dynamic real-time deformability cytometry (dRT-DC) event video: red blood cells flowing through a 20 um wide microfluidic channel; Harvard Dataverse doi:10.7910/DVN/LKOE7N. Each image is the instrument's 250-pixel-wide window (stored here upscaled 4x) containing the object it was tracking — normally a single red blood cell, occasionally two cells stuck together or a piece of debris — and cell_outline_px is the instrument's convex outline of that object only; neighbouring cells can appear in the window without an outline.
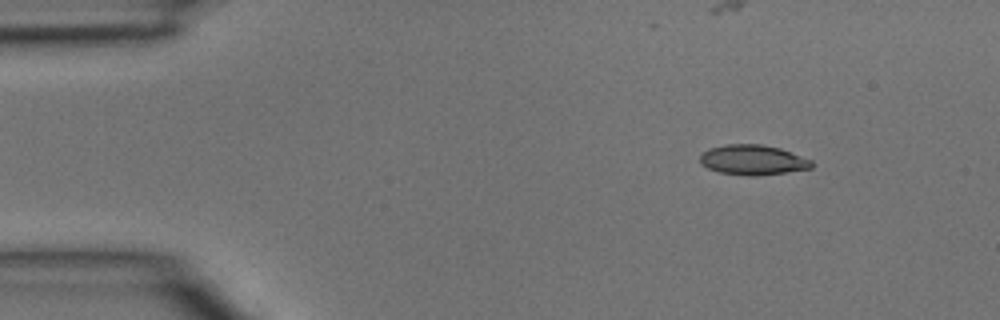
{"species": "common noctule bat (a hibernating species)", "species_latin": "Nyctalus noctula", "temperature_condition": "room temperature", "stored_images_in_passage": 3, "camera_frame_rate_fps": 3000, "um_per_image_px": 0.085, "animal": {"sex": "male", "body_mass_g": 15.6}, "frame": {"image": 1, "passage_image": 2, "time_ms": 0.333, "image_size_px": [1000, 320], "cell_outline_px": [[812, 168], [756, 176], [748, 176], [720, 172], [708, 168], [700, 164], [700, 156], [708, 148], [728, 144], [760, 144], [780, 148], [812, 160]], "centroid_in_image_um": [63.97, 13.59], "position_along_channel_um": 21.0, "area_um2": 19.42}}